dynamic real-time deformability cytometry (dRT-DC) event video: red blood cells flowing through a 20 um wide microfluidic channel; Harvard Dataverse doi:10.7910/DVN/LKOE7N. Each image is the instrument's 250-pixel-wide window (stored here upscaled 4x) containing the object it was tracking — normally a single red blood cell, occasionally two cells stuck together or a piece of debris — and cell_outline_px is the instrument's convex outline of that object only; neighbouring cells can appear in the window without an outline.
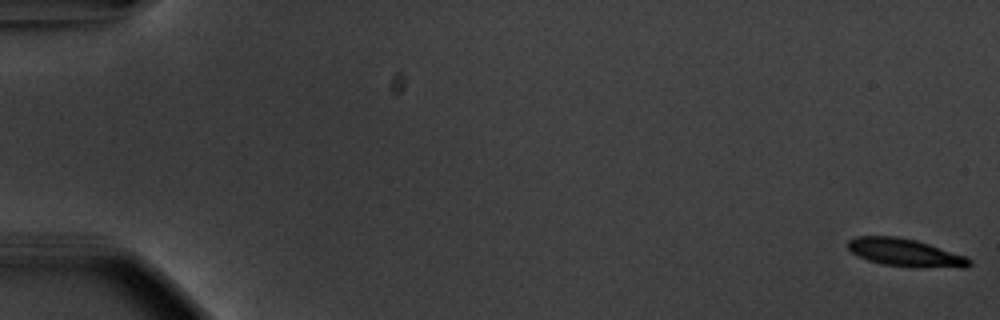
{"species": "common noctule bat (a hibernating species)", "species_latin": "Nyctalus noctula", "temperature_condition": "warm", "stored_images_in_passage": 13, "camera_frame_rate_fps": 3000, "um_per_image_px": 0.085, "animal": {"sex": "male", "body_mass_g": 20.1, "forearm_length_mm": 53.5}, "frame": {"image": 1, "passage_image": 1, "time_ms": 0.0, "image_size_px": [1000, 320], "cell_outline_px": [[972, 264], [964, 268], [916, 268], [880, 264], [856, 256], [848, 248], [848, 240], [856, 236], [896, 236], [916, 240], [964, 256], [972, 260]], "centroid_in_image_um": [76.94, 21.49], "position_along_channel_um": 8.1, "area_um2": 19.88}}